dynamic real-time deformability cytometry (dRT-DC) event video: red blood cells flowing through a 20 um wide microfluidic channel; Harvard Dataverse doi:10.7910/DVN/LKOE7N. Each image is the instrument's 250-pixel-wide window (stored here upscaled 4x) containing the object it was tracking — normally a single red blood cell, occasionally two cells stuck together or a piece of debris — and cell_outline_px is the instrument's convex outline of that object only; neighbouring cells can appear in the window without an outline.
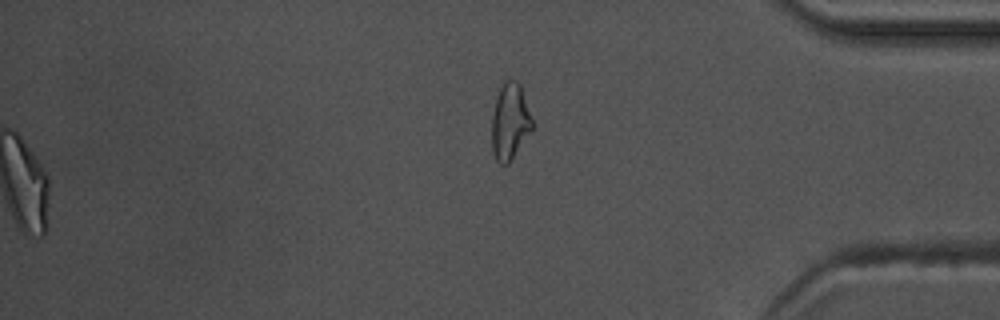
{"species": "common noctule bat (a hibernating species)", "species_latin": "Nyctalus noctula", "temperature_condition": "warm", "stored_images_in_passage": 56, "segment_of_instrument_passage": [2, 2], "camera_frame_rate_fps": 3000, "um_per_image_px": 0.085, "animal": {"sex": "male", "body_mass_g": 17.5, "forearm_length_mm": 52.3}, "frame": {"image": 1, "passage_image": 56, "time_ms": 18.333, "image_size_px": [1000, 320], "cell_outline_px": [[532, 132], [508, 164], [500, 164], [496, 160], [492, 152], [492, 116], [496, 96], [504, 80], [516, 80], [520, 84], [532, 120]], "centroid_in_image_um": [43.34, 10.36], "position_along_channel_um": 391.9, "area_um2": 18.03}}